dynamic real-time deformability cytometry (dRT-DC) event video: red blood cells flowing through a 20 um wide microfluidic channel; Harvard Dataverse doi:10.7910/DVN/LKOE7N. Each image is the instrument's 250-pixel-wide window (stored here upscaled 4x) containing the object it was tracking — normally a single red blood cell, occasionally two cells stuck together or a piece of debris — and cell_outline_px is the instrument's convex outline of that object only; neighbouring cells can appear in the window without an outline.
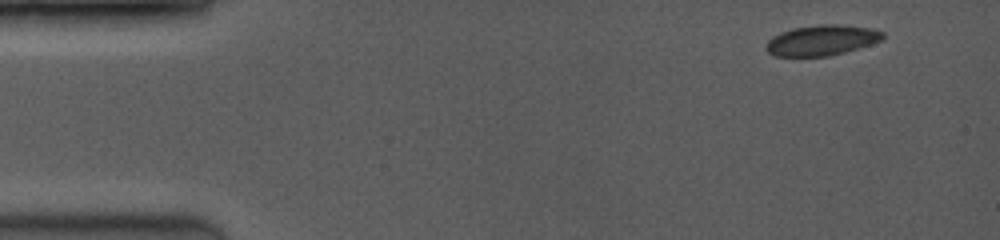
{"species": "common noctule bat (a hibernating species)", "species_latin": "Nyctalus noctula", "temperature_condition": "room temperature", "stored_images_in_passage": 8, "camera_frame_rate_fps": 3500, "um_per_image_px": 0.085, "animal": {"sex": "female", "body_mass_g": 19.0, "forearm_length_mm": 53.3}, "frame": {"image": 1, "passage_image": 1, "time_ms": 0.0, "image_size_px": [1000, 240], "cell_outline_px": [[884, 40], [872, 44], [844, 52], [828, 56], [776, 56], [768, 52], [764, 48], [764, 44], [772, 36], [780, 32], [792, 28], [820, 24], [836, 24], [872, 28], [884, 32]], "centroid_in_image_um": [69.84, 3.41], "position_along_channel_um": 15.2, "area_um2": 20.92}}
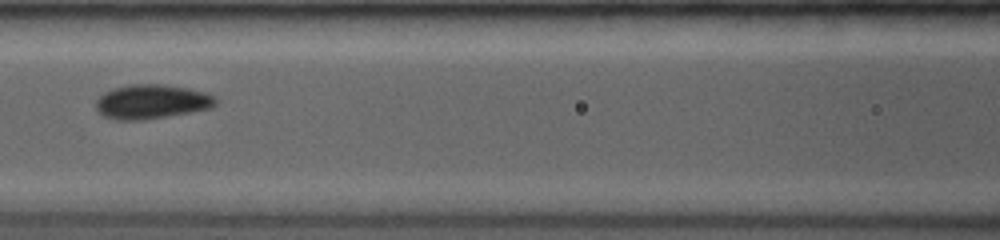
{"frame": {"image": 2, "passage_image": 7, "time_ms": 6.0, "image_size_px": [1000, 240], "cell_outline_px": [[216, 104], [212, 108], [144, 120], [116, 120], [104, 116], [96, 108], [96, 100], [104, 92], [128, 84], [160, 84], [188, 88], [204, 92], [212, 96], [216, 100]], "centroid_in_image_um": [12.87, 8.64], "position_along_channel_um": 153.7, "area_um2": 23.76}}
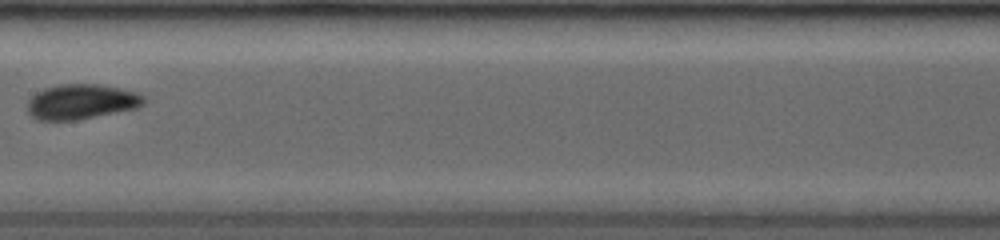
{"frame": {"image": 3, "passage_image": 8, "time_ms": 7.143, "image_size_px": [1000, 240], "cell_outline_px": [[144, 104], [136, 108], [76, 120], [36, 120], [28, 112], [28, 100], [36, 92], [44, 88], [60, 84], [96, 84], [120, 88], [136, 92], [144, 96]], "centroid_in_image_um": [6.89, 8.64], "position_along_channel_um": 200.5, "area_um2": 23.64}}